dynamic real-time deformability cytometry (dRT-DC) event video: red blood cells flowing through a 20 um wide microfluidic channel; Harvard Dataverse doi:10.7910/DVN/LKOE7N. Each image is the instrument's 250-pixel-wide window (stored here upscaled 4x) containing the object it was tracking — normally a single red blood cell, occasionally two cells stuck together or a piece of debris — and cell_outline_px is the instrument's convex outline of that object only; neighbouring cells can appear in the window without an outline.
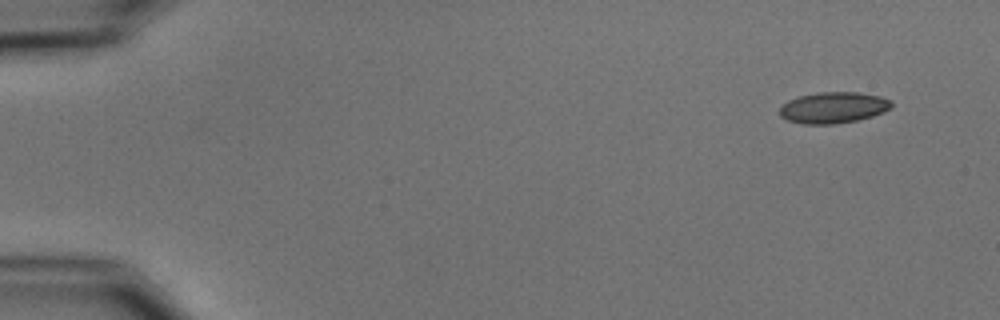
{"species": "common noctule bat (a hibernating species)", "species_latin": "Nyctalus noctula", "temperature_condition": "cold", "stored_images_in_passage": 5, "camera_frame_rate_fps": 3000, "um_per_image_px": 0.085, "animal": {"sex": "male", "body_mass_g": 15.6}, "frame": {"image": 1, "passage_image": 1, "time_ms": 0.0, "image_size_px": [1000, 320], "cell_outline_px": [[892, 108], [884, 112], [872, 116], [856, 120], [836, 124], [804, 124], [788, 120], [780, 116], [780, 108], [788, 100], [796, 96], [816, 92], [856, 92], [880, 96], [892, 100]], "centroid_in_image_um": [70.84, 9.14], "position_along_channel_um": 14.2, "area_um2": 20.46}}
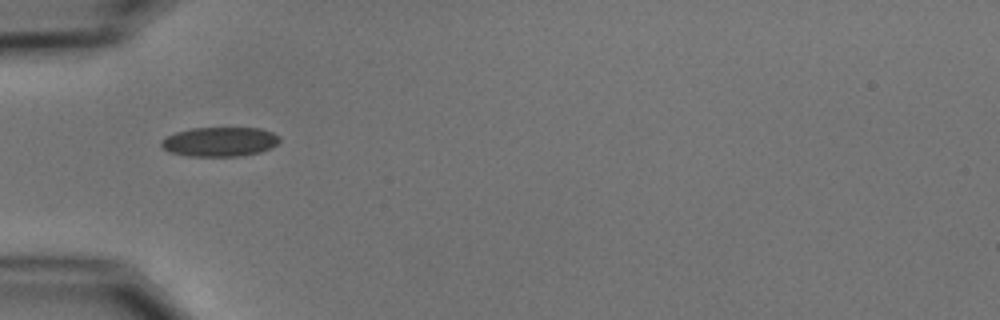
{"frame": {"image": 2, "passage_image": 5, "time_ms": 4.667, "image_size_px": [1000, 320], "cell_outline_px": [[280, 140], [272, 148], [260, 152], [240, 156], [188, 156], [168, 152], [160, 144], [160, 140], [176, 132], [192, 128], [260, 128], [272, 132], [280, 136]], "centroid_in_image_um": [18.69, 12.05], "position_along_channel_um": 66.3, "area_um2": 20.35}}